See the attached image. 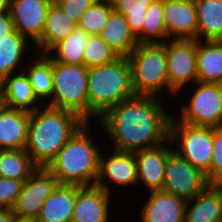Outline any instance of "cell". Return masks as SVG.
Masks as SVG:
<instances>
[{
	"label": "cell",
	"instance_id": "cell-21",
	"mask_svg": "<svg viewBox=\"0 0 222 222\" xmlns=\"http://www.w3.org/2000/svg\"><path fill=\"white\" fill-rule=\"evenodd\" d=\"M197 81L222 84V42L196 40Z\"/></svg>",
	"mask_w": 222,
	"mask_h": 222
},
{
	"label": "cell",
	"instance_id": "cell-17",
	"mask_svg": "<svg viewBox=\"0 0 222 222\" xmlns=\"http://www.w3.org/2000/svg\"><path fill=\"white\" fill-rule=\"evenodd\" d=\"M148 195L140 211L142 222H184L187 201L162 190Z\"/></svg>",
	"mask_w": 222,
	"mask_h": 222
},
{
	"label": "cell",
	"instance_id": "cell-12",
	"mask_svg": "<svg viewBox=\"0 0 222 222\" xmlns=\"http://www.w3.org/2000/svg\"><path fill=\"white\" fill-rule=\"evenodd\" d=\"M110 183L119 187L137 186L135 152L113 149L108 156L100 154L99 176L96 186L111 194Z\"/></svg>",
	"mask_w": 222,
	"mask_h": 222
},
{
	"label": "cell",
	"instance_id": "cell-37",
	"mask_svg": "<svg viewBox=\"0 0 222 222\" xmlns=\"http://www.w3.org/2000/svg\"><path fill=\"white\" fill-rule=\"evenodd\" d=\"M15 32L10 11H0V40Z\"/></svg>",
	"mask_w": 222,
	"mask_h": 222
},
{
	"label": "cell",
	"instance_id": "cell-4",
	"mask_svg": "<svg viewBox=\"0 0 222 222\" xmlns=\"http://www.w3.org/2000/svg\"><path fill=\"white\" fill-rule=\"evenodd\" d=\"M134 96L128 57L119 56L110 63L88 68V122L99 120Z\"/></svg>",
	"mask_w": 222,
	"mask_h": 222
},
{
	"label": "cell",
	"instance_id": "cell-41",
	"mask_svg": "<svg viewBox=\"0 0 222 222\" xmlns=\"http://www.w3.org/2000/svg\"><path fill=\"white\" fill-rule=\"evenodd\" d=\"M6 108V102L3 96V93L0 89V114L3 112V110Z\"/></svg>",
	"mask_w": 222,
	"mask_h": 222
},
{
	"label": "cell",
	"instance_id": "cell-28",
	"mask_svg": "<svg viewBox=\"0 0 222 222\" xmlns=\"http://www.w3.org/2000/svg\"><path fill=\"white\" fill-rule=\"evenodd\" d=\"M88 39L89 34L77 27L70 36L56 43L47 54L61 63L84 65L83 51Z\"/></svg>",
	"mask_w": 222,
	"mask_h": 222
},
{
	"label": "cell",
	"instance_id": "cell-39",
	"mask_svg": "<svg viewBox=\"0 0 222 222\" xmlns=\"http://www.w3.org/2000/svg\"><path fill=\"white\" fill-rule=\"evenodd\" d=\"M12 0H0V11H9Z\"/></svg>",
	"mask_w": 222,
	"mask_h": 222
},
{
	"label": "cell",
	"instance_id": "cell-31",
	"mask_svg": "<svg viewBox=\"0 0 222 222\" xmlns=\"http://www.w3.org/2000/svg\"><path fill=\"white\" fill-rule=\"evenodd\" d=\"M169 39L163 18V0H154L143 25V42H165Z\"/></svg>",
	"mask_w": 222,
	"mask_h": 222
},
{
	"label": "cell",
	"instance_id": "cell-25",
	"mask_svg": "<svg viewBox=\"0 0 222 222\" xmlns=\"http://www.w3.org/2000/svg\"><path fill=\"white\" fill-rule=\"evenodd\" d=\"M197 11V40L222 38V0H194Z\"/></svg>",
	"mask_w": 222,
	"mask_h": 222
},
{
	"label": "cell",
	"instance_id": "cell-5",
	"mask_svg": "<svg viewBox=\"0 0 222 222\" xmlns=\"http://www.w3.org/2000/svg\"><path fill=\"white\" fill-rule=\"evenodd\" d=\"M127 57L135 95L158 97L165 89L169 93L166 41L138 43Z\"/></svg>",
	"mask_w": 222,
	"mask_h": 222
},
{
	"label": "cell",
	"instance_id": "cell-8",
	"mask_svg": "<svg viewBox=\"0 0 222 222\" xmlns=\"http://www.w3.org/2000/svg\"><path fill=\"white\" fill-rule=\"evenodd\" d=\"M194 87L188 102L181 105V116L176 118L195 126H222V84L197 81Z\"/></svg>",
	"mask_w": 222,
	"mask_h": 222
},
{
	"label": "cell",
	"instance_id": "cell-11",
	"mask_svg": "<svg viewBox=\"0 0 222 222\" xmlns=\"http://www.w3.org/2000/svg\"><path fill=\"white\" fill-rule=\"evenodd\" d=\"M58 185V179L46 167H37L23 183L12 209L14 215L36 220L43 203Z\"/></svg>",
	"mask_w": 222,
	"mask_h": 222
},
{
	"label": "cell",
	"instance_id": "cell-34",
	"mask_svg": "<svg viewBox=\"0 0 222 222\" xmlns=\"http://www.w3.org/2000/svg\"><path fill=\"white\" fill-rule=\"evenodd\" d=\"M209 182L222 184V126L213 127V156L209 169Z\"/></svg>",
	"mask_w": 222,
	"mask_h": 222
},
{
	"label": "cell",
	"instance_id": "cell-13",
	"mask_svg": "<svg viewBox=\"0 0 222 222\" xmlns=\"http://www.w3.org/2000/svg\"><path fill=\"white\" fill-rule=\"evenodd\" d=\"M53 0H12L10 14L15 31L36 43L42 36Z\"/></svg>",
	"mask_w": 222,
	"mask_h": 222
},
{
	"label": "cell",
	"instance_id": "cell-10",
	"mask_svg": "<svg viewBox=\"0 0 222 222\" xmlns=\"http://www.w3.org/2000/svg\"><path fill=\"white\" fill-rule=\"evenodd\" d=\"M166 55L169 93L178 95L186 84L197 82L196 40L168 39Z\"/></svg>",
	"mask_w": 222,
	"mask_h": 222
},
{
	"label": "cell",
	"instance_id": "cell-19",
	"mask_svg": "<svg viewBox=\"0 0 222 222\" xmlns=\"http://www.w3.org/2000/svg\"><path fill=\"white\" fill-rule=\"evenodd\" d=\"M6 108L34 112L42 104L34 95L32 85L24 71L13 73L0 82Z\"/></svg>",
	"mask_w": 222,
	"mask_h": 222
},
{
	"label": "cell",
	"instance_id": "cell-2",
	"mask_svg": "<svg viewBox=\"0 0 222 222\" xmlns=\"http://www.w3.org/2000/svg\"><path fill=\"white\" fill-rule=\"evenodd\" d=\"M84 123L72 111L43 105L30 113L25 151L37 167H47Z\"/></svg>",
	"mask_w": 222,
	"mask_h": 222
},
{
	"label": "cell",
	"instance_id": "cell-18",
	"mask_svg": "<svg viewBox=\"0 0 222 222\" xmlns=\"http://www.w3.org/2000/svg\"><path fill=\"white\" fill-rule=\"evenodd\" d=\"M184 222H222V184H210L188 200Z\"/></svg>",
	"mask_w": 222,
	"mask_h": 222
},
{
	"label": "cell",
	"instance_id": "cell-24",
	"mask_svg": "<svg viewBox=\"0 0 222 222\" xmlns=\"http://www.w3.org/2000/svg\"><path fill=\"white\" fill-rule=\"evenodd\" d=\"M99 35L118 56L127 57L139 43L135 34L130 30L125 16L114 9L110 12Z\"/></svg>",
	"mask_w": 222,
	"mask_h": 222
},
{
	"label": "cell",
	"instance_id": "cell-30",
	"mask_svg": "<svg viewBox=\"0 0 222 222\" xmlns=\"http://www.w3.org/2000/svg\"><path fill=\"white\" fill-rule=\"evenodd\" d=\"M154 0H111L113 9L125 16L139 43L143 42V25L148 8Z\"/></svg>",
	"mask_w": 222,
	"mask_h": 222
},
{
	"label": "cell",
	"instance_id": "cell-6",
	"mask_svg": "<svg viewBox=\"0 0 222 222\" xmlns=\"http://www.w3.org/2000/svg\"><path fill=\"white\" fill-rule=\"evenodd\" d=\"M53 96L47 106L72 111L88 122V68L52 59Z\"/></svg>",
	"mask_w": 222,
	"mask_h": 222
},
{
	"label": "cell",
	"instance_id": "cell-33",
	"mask_svg": "<svg viewBox=\"0 0 222 222\" xmlns=\"http://www.w3.org/2000/svg\"><path fill=\"white\" fill-rule=\"evenodd\" d=\"M83 53L86 68L104 65L119 57L100 35L95 34L89 35Z\"/></svg>",
	"mask_w": 222,
	"mask_h": 222
},
{
	"label": "cell",
	"instance_id": "cell-27",
	"mask_svg": "<svg viewBox=\"0 0 222 222\" xmlns=\"http://www.w3.org/2000/svg\"><path fill=\"white\" fill-rule=\"evenodd\" d=\"M36 53L37 58L32 59L29 65H26L28 68H23V71L29 78L34 95L44 105V99L49 102L53 96L52 58L47 53Z\"/></svg>",
	"mask_w": 222,
	"mask_h": 222
},
{
	"label": "cell",
	"instance_id": "cell-22",
	"mask_svg": "<svg viewBox=\"0 0 222 222\" xmlns=\"http://www.w3.org/2000/svg\"><path fill=\"white\" fill-rule=\"evenodd\" d=\"M76 28L77 24L69 19L53 0L47 13L43 34L32 46L40 54H46L56 43L70 36Z\"/></svg>",
	"mask_w": 222,
	"mask_h": 222
},
{
	"label": "cell",
	"instance_id": "cell-36",
	"mask_svg": "<svg viewBox=\"0 0 222 222\" xmlns=\"http://www.w3.org/2000/svg\"><path fill=\"white\" fill-rule=\"evenodd\" d=\"M69 19L79 23L83 13L97 0H54Z\"/></svg>",
	"mask_w": 222,
	"mask_h": 222
},
{
	"label": "cell",
	"instance_id": "cell-38",
	"mask_svg": "<svg viewBox=\"0 0 222 222\" xmlns=\"http://www.w3.org/2000/svg\"><path fill=\"white\" fill-rule=\"evenodd\" d=\"M14 216L12 209H0V222H12Z\"/></svg>",
	"mask_w": 222,
	"mask_h": 222
},
{
	"label": "cell",
	"instance_id": "cell-32",
	"mask_svg": "<svg viewBox=\"0 0 222 222\" xmlns=\"http://www.w3.org/2000/svg\"><path fill=\"white\" fill-rule=\"evenodd\" d=\"M112 10L111 0H97L83 13L77 27L89 35H99Z\"/></svg>",
	"mask_w": 222,
	"mask_h": 222
},
{
	"label": "cell",
	"instance_id": "cell-40",
	"mask_svg": "<svg viewBox=\"0 0 222 222\" xmlns=\"http://www.w3.org/2000/svg\"><path fill=\"white\" fill-rule=\"evenodd\" d=\"M12 222H37L35 219L14 216Z\"/></svg>",
	"mask_w": 222,
	"mask_h": 222
},
{
	"label": "cell",
	"instance_id": "cell-23",
	"mask_svg": "<svg viewBox=\"0 0 222 222\" xmlns=\"http://www.w3.org/2000/svg\"><path fill=\"white\" fill-rule=\"evenodd\" d=\"M76 202V185L59 184L45 200L37 222H71Z\"/></svg>",
	"mask_w": 222,
	"mask_h": 222
},
{
	"label": "cell",
	"instance_id": "cell-16",
	"mask_svg": "<svg viewBox=\"0 0 222 222\" xmlns=\"http://www.w3.org/2000/svg\"><path fill=\"white\" fill-rule=\"evenodd\" d=\"M110 193L95 186H76V202L71 222H109Z\"/></svg>",
	"mask_w": 222,
	"mask_h": 222
},
{
	"label": "cell",
	"instance_id": "cell-1",
	"mask_svg": "<svg viewBox=\"0 0 222 222\" xmlns=\"http://www.w3.org/2000/svg\"><path fill=\"white\" fill-rule=\"evenodd\" d=\"M159 100L163 99L135 95L98 120L113 144L112 149L136 152L157 147L168 140L172 114Z\"/></svg>",
	"mask_w": 222,
	"mask_h": 222
},
{
	"label": "cell",
	"instance_id": "cell-15",
	"mask_svg": "<svg viewBox=\"0 0 222 222\" xmlns=\"http://www.w3.org/2000/svg\"><path fill=\"white\" fill-rule=\"evenodd\" d=\"M163 18L169 39L197 40L194 0H163Z\"/></svg>",
	"mask_w": 222,
	"mask_h": 222
},
{
	"label": "cell",
	"instance_id": "cell-20",
	"mask_svg": "<svg viewBox=\"0 0 222 222\" xmlns=\"http://www.w3.org/2000/svg\"><path fill=\"white\" fill-rule=\"evenodd\" d=\"M29 121V112L5 108L0 114V148L25 149Z\"/></svg>",
	"mask_w": 222,
	"mask_h": 222
},
{
	"label": "cell",
	"instance_id": "cell-7",
	"mask_svg": "<svg viewBox=\"0 0 222 222\" xmlns=\"http://www.w3.org/2000/svg\"><path fill=\"white\" fill-rule=\"evenodd\" d=\"M173 149L196 169L201 170L209 181V169L213 156V127L182 123L171 116L169 138ZM177 144V145H176Z\"/></svg>",
	"mask_w": 222,
	"mask_h": 222
},
{
	"label": "cell",
	"instance_id": "cell-35",
	"mask_svg": "<svg viewBox=\"0 0 222 222\" xmlns=\"http://www.w3.org/2000/svg\"><path fill=\"white\" fill-rule=\"evenodd\" d=\"M23 183V180L0 178V209H13Z\"/></svg>",
	"mask_w": 222,
	"mask_h": 222
},
{
	"label": "cell",
	"instance_id": "cell-14",
	"mask_svg": "<svg viewBox=\"0 0 222 222\" xmlns=\"http://www.w3.org/2000/svg\"><path fill=\"white\" fill-rule=\"evenodd\" d=\"M170 143L168 139L157 147L135 152L137 185L141 181L148 192L162 190L167 157L174 149Z\"/></svg>",
	"mask_w": 222,
	"mask_h": 222
},
{
	"label": "cell",
	"instance_id": "cell-9",
	"mask_svg": "<svg viewBox=\"0 0 222 222\" xmlns=\"http://www.w3.org/2000/svg\"><path fill=\"white\" fill-rule=\"evenodd\" d=\"M210 184L206 174L193 167L174 150L168 155L162 191L188 201Z\"/></svg>",
	"mask_w": 222,
	"mask_h": 222
},
{
	"label": "cell",
	"instance_id": "cell-29",
	"mask_svg": "<svg viewBox=\"0 0 222 222\" xmlns=\"http://www.w3.org/2000/svg\"><path fill=\"white\" fill-rule=\"evenodd\" d=\"M36 168L25 149L0 151V178L25 181Z\"/></svg>",
	"mask_w": 222,
	"mask_h": 222
},
{
	"label": "cell",
	"instance_id": "cell-26",
	"mask_svg": "<svg viewBox=\"0 0 222 222\" xmlns=\"http://www.w3.org/2000/svg\"><path fill=\"white\" fill-rule=\"evenodd\" d=\"M29 42L31 41L17 31L0 40V82L13 73L23 71L21 63L27 55L26 50H29Z\"/></svg>",
	"mask_w": 222,
	"mask_h": 222
},
{
	"label": "cell",
	"instance_id": "cell-3",
	"mask_svg": "<svg viewBox=\"0 0 222 222\" xmlns=\"http://www.w3.org/2000/svg\"><path fill=\"white\" fill-rule=\"evenodd\" d=\"M91 125L85 122L46 167L62 185L95 186L101 149L93 142ZM91 137V138H90Z\"/></svg>",
	"mask_w": 222,
	"mask_h": 222
}]
</instances>
